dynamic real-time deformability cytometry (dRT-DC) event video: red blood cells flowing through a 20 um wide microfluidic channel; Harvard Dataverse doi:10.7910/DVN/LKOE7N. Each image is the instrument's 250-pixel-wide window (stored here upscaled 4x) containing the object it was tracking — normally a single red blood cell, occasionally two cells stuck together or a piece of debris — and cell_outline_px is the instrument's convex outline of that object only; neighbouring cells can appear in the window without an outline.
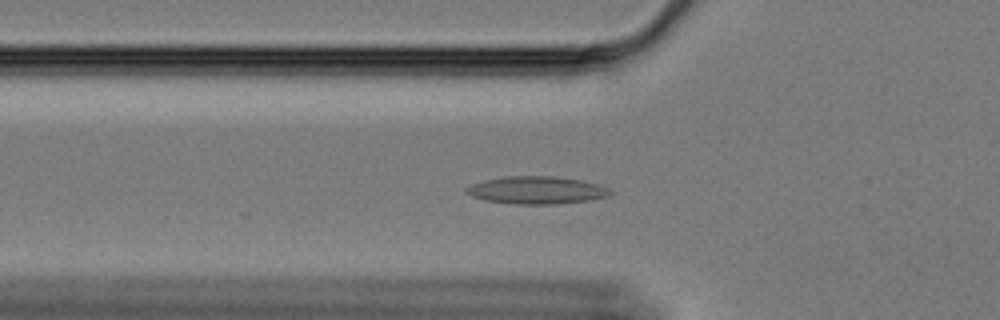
{"species": "Egyptian fruit bat (a non-hibernating species)", "species_latin": "Rousettus aegyptiacus", "temperature_condition": "cold", "stored_images_in_passage": 60, "camera_frame_rate_fps": 3000, "um_per_image_px": 0.085, "animal": {"sex": "female"}, "frame": {"image": 1, "passage_image": 21, "time_ms": 6.667, "image_size_px": [1000, 320], "cell_outline_px": [[616, 192], [608, 196], [588, 200], [556, 204], [516, 204], [484, 200], [472, 196], [464, 192], [464, 188], [472, 184], [484, 180], [504, 176], [552, 176], [580, 180], [596, 184], [608, 188]], "centroid_in_image_um": [45.59, 16.16], "position_along_channel_um": 80.2, "area_um2": 23.12}}
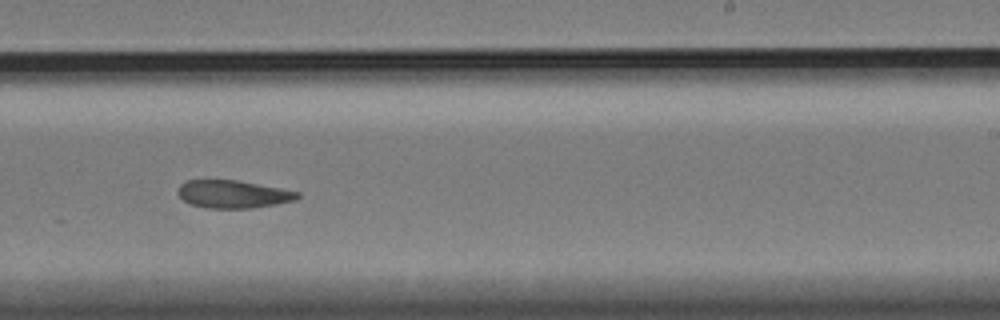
{"frame": {"image": 2, "passage_image": 38, "time_ms": 12.333, "image_size_px": [1000, 320], "cell_outline_px": [[300, 196], [296, 200], [276, 204], [252, 208], [204, 208], [188, 204], [176, 192], [180, 184], [188, 180], [236, 180], [280, 188], [300, 192]], "centroid_in_image_um": [19.79, 16.51], "position_along_channel_um": 269.2, "area_um2": 19.42}}
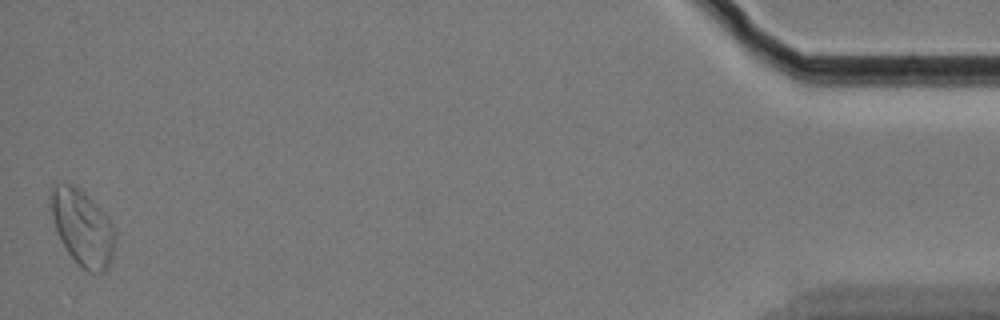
{"frame": {"image": 3, "passage_image": 60, "time_ms": 19.667, "image_size_px": [1000, 320], "cell_outline_px": [[116, 236], [112, 256], [108, 268], [104, 272], [88, 272], [68, 252], [60, 240], [52, 216], [48, 196], [48, 188], [56, 184], [72, 184], [80, 188], [92, 200], [112, 224]], "centroid_in_image_um": [6.98, 19.31], "position_along_channel_um": 428.2, "area_um2": 28.26}, "authors_computed_cell_mechanics": {"area_um2": 22.3108, "velocity_mm_per_s": 3.3301, "shape_relaxation_time_tau1_ms": null, "shape_relaxation_time_tau2_ms": 5.3332, "deformation_change_tau1": null, "deformation_change_tau2": 0.1123}}